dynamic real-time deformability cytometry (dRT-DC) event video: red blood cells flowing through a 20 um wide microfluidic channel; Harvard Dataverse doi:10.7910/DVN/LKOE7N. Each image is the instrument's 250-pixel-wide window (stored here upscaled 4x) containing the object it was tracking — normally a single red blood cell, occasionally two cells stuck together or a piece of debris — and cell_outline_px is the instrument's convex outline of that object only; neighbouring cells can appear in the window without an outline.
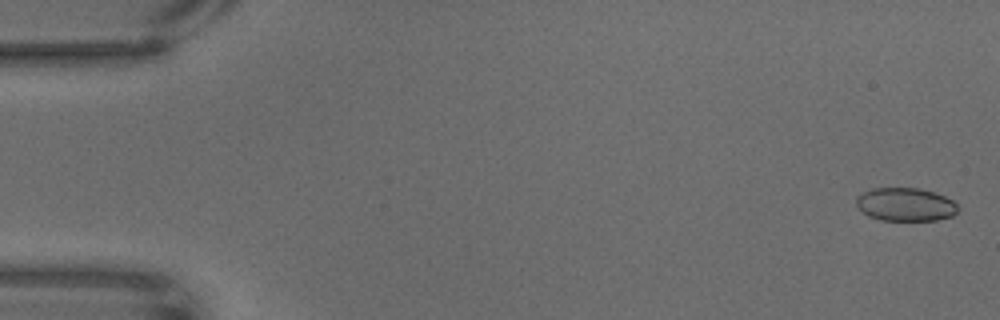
{"species": "common noctule bat (a hibernating species)", "species_latin": "Nyctalus noctula", "temperature_condition": "warm", "stored_images_in_passage": 59, "camera_frame_rate_fps": 3000, "um_per_image_px": 0.085, "animal": {"sex": "male", "body_mass_g": 18.8}, "frame": {"image": 1, "passage_image": 2, "time_ms": 0.333, "image_size_px": [1000, 320], "cell_outline_px": [[956, 212], [952, 216], [936, 220], [880, 220], [868, 216], [856, 204], [856, 196], [872, 188], [916, 188], [932, 192], [944, 196], [952, 200], [956, 204]], "centroid_in_image_um": [76.93, 17.38], "position_along_channel_um": 8.1, "area_um2": 19.48}}
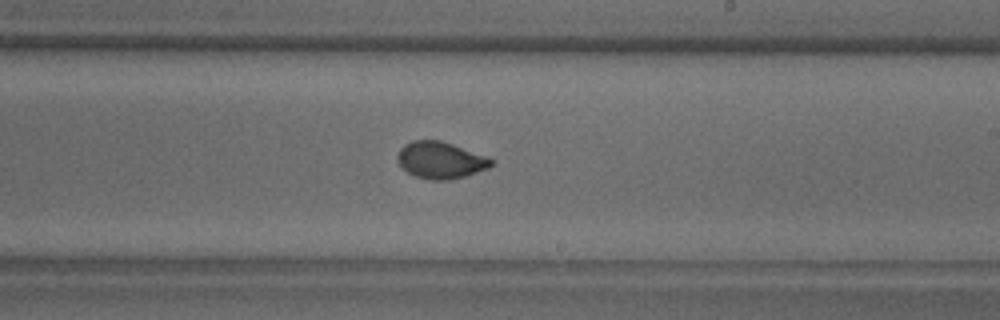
{"frame": {"image": 2, "passage_image": 40, "time_ms": 13.0, "image_size_px": [1000, 320], "cell_outline_px": [[492, 164], [488, 168], [464, 176], [448, 180], [432, 180], [416, 176], [408, 172], [396, 160], [396, 156], [400, 148], [404, 144], [412, 140], [440, 140], [488, 156], [492, 160]], "centroid_in_image_um": [37.42, 13.6], "position_along_channel_um": 251.6, "area_um2": 20.0}}
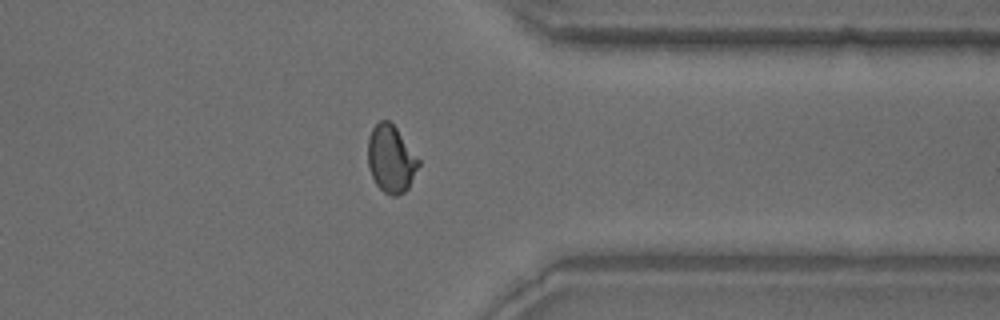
{"frame": {"image": 3, "passage_image": 53, "time_ms": 17.333, "image_size_px": [1000, 320], "cell_outline_px": [[420, 164], [408, 188], [404, 192], [396, 196], [392, 196], [384, 192], [376, 184], [368, 168], [368, 136], [372, 128], [380, 120], [388, 120], [396, 128], [420, 160]], "centroid_in_image_um": [33.22, 13.52], "position_along_channel_um": 378.2, "area_um2": 19.83}}